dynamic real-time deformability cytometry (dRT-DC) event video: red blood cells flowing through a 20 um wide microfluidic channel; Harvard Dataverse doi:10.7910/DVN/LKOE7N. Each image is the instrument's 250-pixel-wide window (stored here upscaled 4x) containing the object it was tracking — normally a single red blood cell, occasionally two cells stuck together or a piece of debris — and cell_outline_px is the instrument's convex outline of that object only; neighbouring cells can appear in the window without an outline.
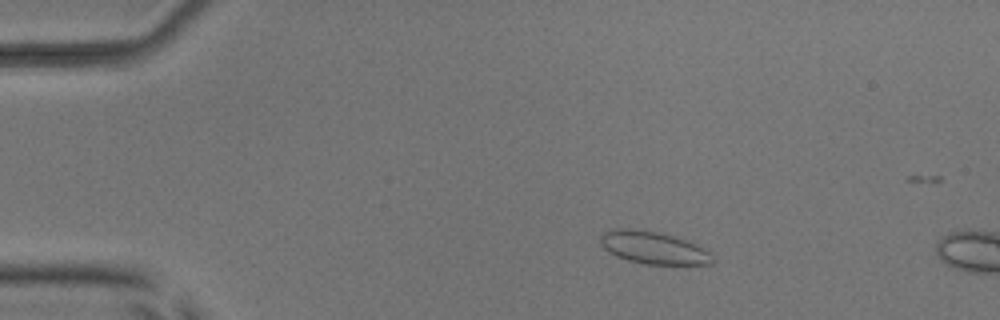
{"species": "common noctule bat (a hibernating species)", "species_latin": "Nyctalus noctula", "temperature_condition": "room temperature", "stored_images_in_passage": 5, "camera_frame_rate_fps": 3000, "um_per_image_px": 0.085, "animal": {"sex": "male", "body_mass_g": 17.9, "forearm_length_mm": 54.2}, "frame": {"image": 1, "passage_image": 2, "time_ms": 2.0, "image_size_px": [1000, 320], "cell_outline_px": [[712, 264], [644, 264], [628, 260], [616, 256], [608, 252], [600, 244], [600, 236], [604, 232], [616, 228], [620, 228], [656, 232], [688, 240], [708, 252], [712, 256]], "centroid_in_image_um": [55.49, 21.06], "position_along_channel_um": 29.5, "area_um2": 20.81}}
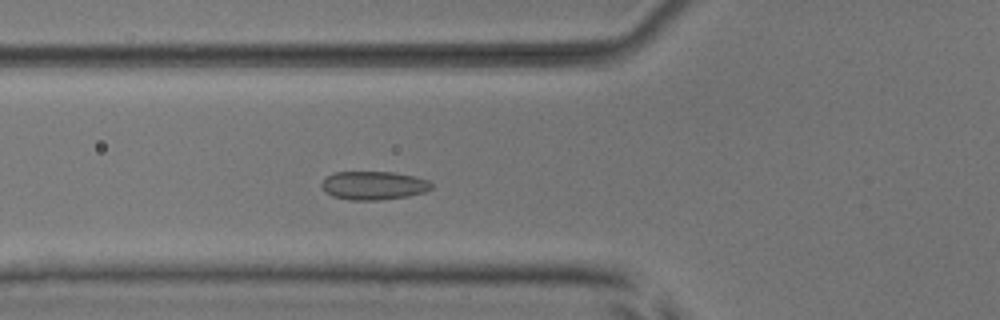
{"frame": {"image": 2, "passage_image": 5, "time_ms": 5.333, "image_size_px": [1000, 320], "cell_outline_px": [[432, 188], [424, 192], [408, 196], [380, 200], [348, 200], [332, 196], [324, 192], [320, 184], [328, 176], [336, 172], [392, 172], [416, 176], [428, 180], [432, 184]], "centroid_in_image_um": [31.75, 15.77], "position_along_channel_um": 94.0, "area_um2": 18.32}}